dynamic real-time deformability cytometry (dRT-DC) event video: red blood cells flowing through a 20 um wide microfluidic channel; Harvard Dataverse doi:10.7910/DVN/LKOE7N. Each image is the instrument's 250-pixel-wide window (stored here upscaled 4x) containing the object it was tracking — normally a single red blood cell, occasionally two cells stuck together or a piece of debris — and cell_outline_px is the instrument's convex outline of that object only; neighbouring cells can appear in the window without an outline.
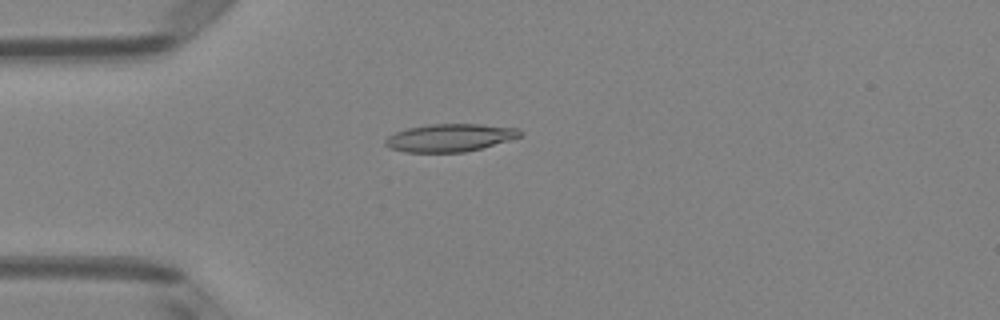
{"species": "Egyptian fruit bat (a non-hibernating species)", "species_latin": "Rousettus aegyptiacus", "temperature_condition": "room temperature", "stored_images_in_passage": 1, "camera_frame_rate_fps": 3000, "um_per_image_px": 0.085, "animal": {"sex": "female"}, "frame": {"image": 1, "passage_image": 1, "time_ms": 0.0, "image_size_px": [1000, 320], "cell_outline_px": [[524, 132], [520, 136], [480, 148], [464, 152], [404, 152], [392, 148], [384, 144], [384, 140], [388, 136], [396, 132], [408, 128], [428, 124], [480, 124], [520, 128]], "centroid_in_image_um": [38.23, 11.69], "position_along_channel_um": 46.8, "area_um2": 21.62}}